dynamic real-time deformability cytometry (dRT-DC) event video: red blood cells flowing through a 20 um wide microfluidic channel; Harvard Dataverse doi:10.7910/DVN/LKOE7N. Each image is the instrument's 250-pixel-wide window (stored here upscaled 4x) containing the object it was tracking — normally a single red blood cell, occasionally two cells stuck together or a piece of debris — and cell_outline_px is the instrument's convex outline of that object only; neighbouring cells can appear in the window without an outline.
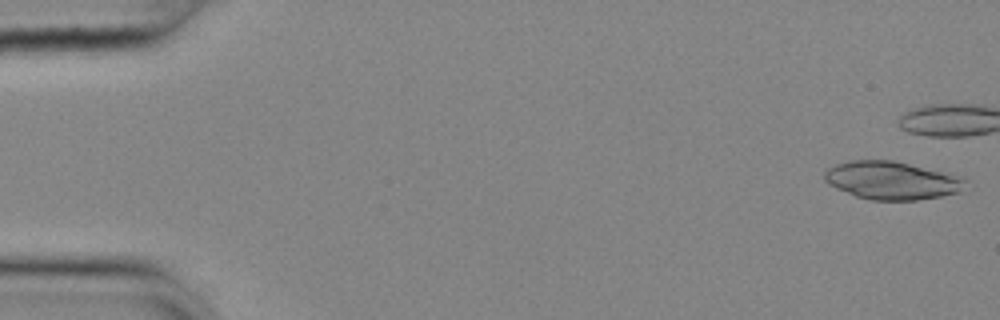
{"species": "common noctule bat (a hibernating species)", "species_latin": "Nyctalus noctula", "temperature_condition": "cold", "stored_images_in_passage": 36, "camera_frame_rate_fps": 3000, "um_per_image_px": 0.085, "animal": {"sex": "female", "body_mass_g": 25.1}, "frame": {"image": 1, "passage_image": 1, "time_ms": 0.0, "image_size_px": [1000, 320], "cell_outline_px": [[968, 180], [956, 192], [940, 196], [916, 200], [872, 200], [856, 196], [836, 188], [828, 184], [824, 180], [824, 172], [828, 168], [836, 164], [848, 160], [892, 160], [948, 172], [964, 176]], "centroid_in_image_um": [75.79, 15.32], "position_along_channel_um": 9.2, "area_um2": 31.27}}